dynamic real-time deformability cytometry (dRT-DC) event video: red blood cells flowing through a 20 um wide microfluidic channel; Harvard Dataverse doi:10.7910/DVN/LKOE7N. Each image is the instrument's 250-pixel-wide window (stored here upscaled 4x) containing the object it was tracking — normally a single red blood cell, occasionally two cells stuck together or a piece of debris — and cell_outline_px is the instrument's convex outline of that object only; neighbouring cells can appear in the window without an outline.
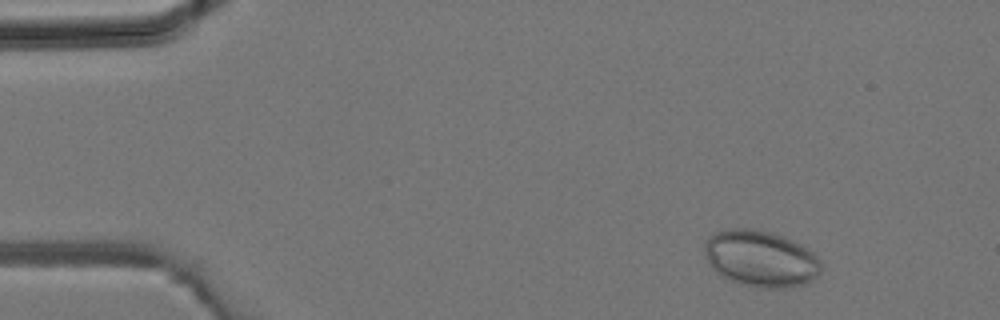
{"species": "common noctule bat (a hibernating species)", "species_latin": "Nyctalus noctula", "temperature_condition": "room temperature", "stored_images_in_passage": 9, "camera_frame_rate_fps": 3000, "um_per_image_px": 0.085, "animal": {"sex": "male", "body_mass_g": 19.2, "forearm_length_mm": 51.8}, "frame": {"image": 1, "passage_image": 3, "time_ms": 0.667, "image_size_px": [1000, 320], "cell_outline_px": [[820, 272], [812, 280], [804, 284], [788, 288], [760, 288], [740, 284], [716, 272], [712, 268], [704, 256], [704, 244], [708, 236], [716, 232], [732, 228], [752, 228], [772, 232], [784, 236], [800, 244], [812, 252], [820, 260]], "centroid_in_image_um": [64.64, 21.98], "position_along_channel_um": 20.4, "area_um2": 38.49}}